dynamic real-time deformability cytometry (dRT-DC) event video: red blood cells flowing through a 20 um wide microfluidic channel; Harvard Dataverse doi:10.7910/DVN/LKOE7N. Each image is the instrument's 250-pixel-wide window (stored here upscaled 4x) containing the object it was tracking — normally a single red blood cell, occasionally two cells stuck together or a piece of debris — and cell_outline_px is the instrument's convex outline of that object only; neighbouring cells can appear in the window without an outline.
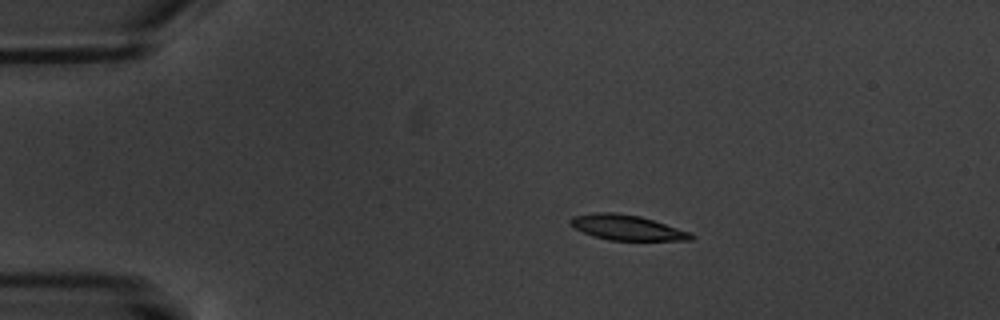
{"species": "common noctule bat (a hibernating species)", "species_latin": "Nyctalus noctula", "temperature_condition": "warm", "stored_images_in_passage": 5, "camera_frame_rate_fps": 3000, "um_per_image_px": 0.085, "animal": {"sex": "male", "body_mass_g": 20.1, "forearm_length_mm": 53.5}, "frame": {"image": 1, "passage_image": 2, "time_ms": 2.0, "image_size_px": [1000, 320], "cell_outline_px": [[696, 236], [692, 240], [608, 240], [584, 232], [576, 228], [568, 220], [572, 216], [596, 212], [616, 212], [640, 216], [692, 232]], "centroid_in_image_um": [53.34, 19.33], "position_along_channel_um": 31.7, "area_um2": 17.63}}